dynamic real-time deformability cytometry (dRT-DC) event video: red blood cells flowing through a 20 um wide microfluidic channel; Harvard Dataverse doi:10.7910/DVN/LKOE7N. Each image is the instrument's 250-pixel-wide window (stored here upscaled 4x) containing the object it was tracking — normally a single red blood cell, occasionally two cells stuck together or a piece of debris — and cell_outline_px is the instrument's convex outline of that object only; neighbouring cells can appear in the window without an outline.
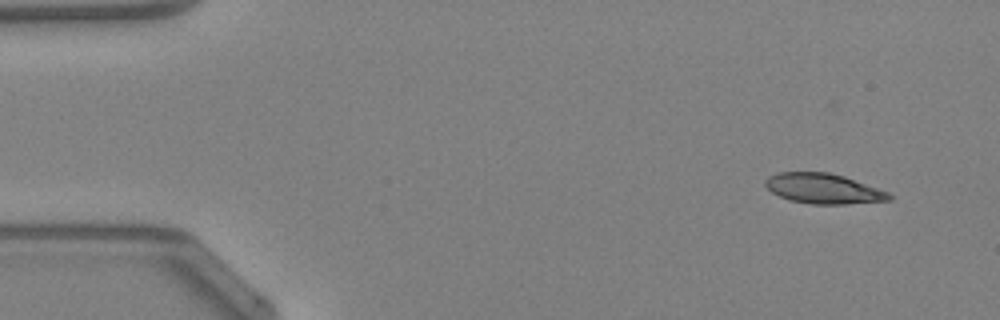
{"species": "Egyptian fruit bat (a non-hibernating species)", "species_latin": "Rousettus aegyptiacus", "temperature_condition": "warm", "stored_images_in_passage": 45, "camera_frame_rate_fps": 3000, "um_per_image_px": 0.085, "animal": {"sex": "female"}, "frame": {"image": 1, "passage_image": 1, "time_ms": 0.0, "image_size_px": [1000, 320], "cell_outline_px": [[892, 200], [844, 204], [812, 204], [788, 200], [772, 192], [764, 184], [764, 180], [768, 176], [776, 172], [828, 172], [844, 176], [888, 192], [892, 196]], "centroid_in_image_um": [69.95, 16.03], "position_along_channel_um": 15.0, "area_um2": 21.73}}
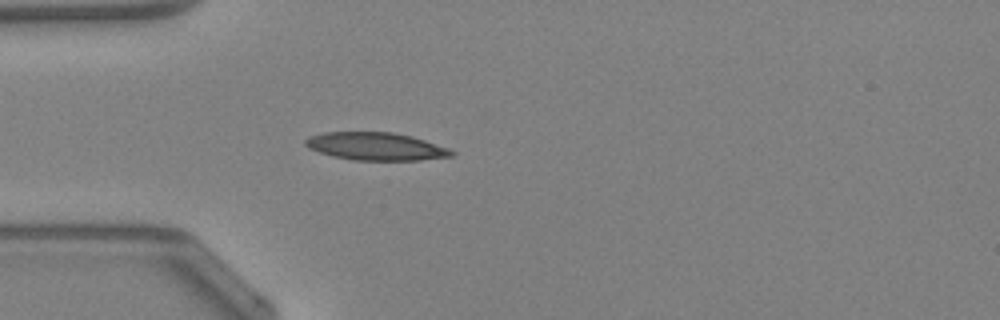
{"frame": {"image": 2, "passage_image": 11, "time_ms": 3.333, "image_size_px": [1000, 320], "cell_outline_px": [[456, 152], [452, 156], [420, 160], [356, 160], [336, 156], [320, 152], [308, 148], [304, 144], [304, 140], [308, 136], [324, 132], [392, 132], [412, 136], [448, 148]], "centroid_in_image_um": [31.94, 12.43], "position_along_channel_um": 53.1, "area_um2": 23.52}}
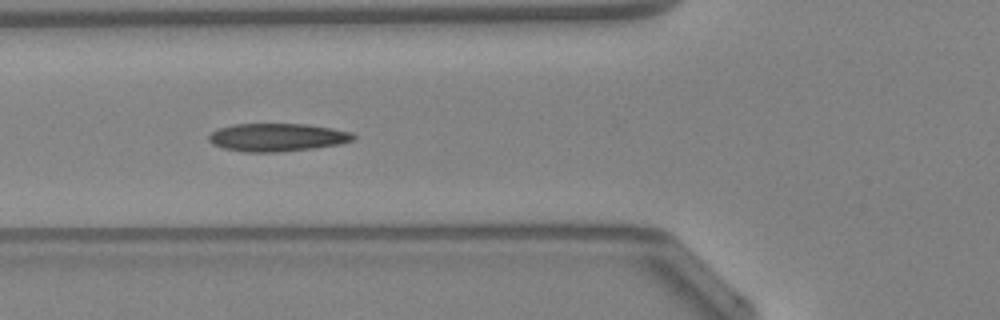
{"frame": {"image": 3, "passage_image": 15, "time_ms": 4.667, "image_size_px": [1000, 320], "cell_outline_px": [[356, 136], [352, 140], [340, 144], [312, 148], [276, 152], [244, 152], [224, 148], [212, 144], [208, 140], [208, 136], [216, 128], [236, 124], [304, 124], [332, 128], [352, 132]], "centroid_in_image_um": [23.53, 11.67], "position_along_channel_um": 102.3, "area_um2": 23.52}, "authors_computed_cell_mechanics": {"area_um2": 22.7732, "velocity_mm_per_s": 4.2886, "shape_relaxation_time_tau1_ms": null, "shape_relaxation_time_tau2_ms": 4.3932, "deformation_change_tau1": null, "deformation_change_tau2": 0.1218}}